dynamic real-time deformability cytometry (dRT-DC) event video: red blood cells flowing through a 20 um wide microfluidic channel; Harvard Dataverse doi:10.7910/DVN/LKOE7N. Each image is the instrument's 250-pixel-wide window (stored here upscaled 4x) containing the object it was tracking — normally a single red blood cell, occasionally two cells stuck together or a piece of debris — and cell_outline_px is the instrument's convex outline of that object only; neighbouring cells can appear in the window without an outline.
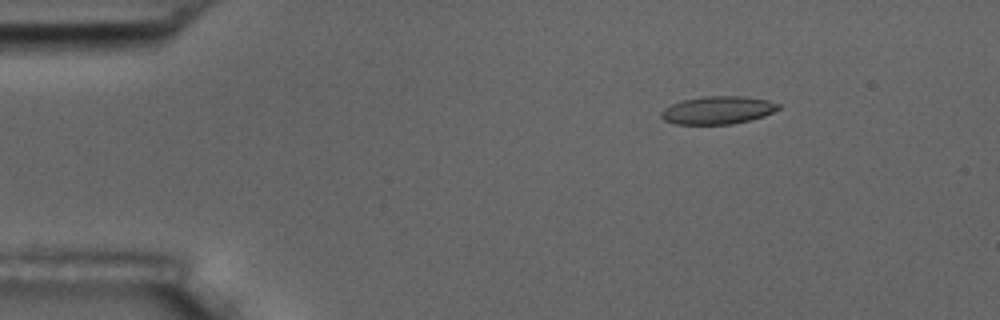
{"species": "common noctule bat (a hibernating species)", "species_latin": "Nyctalus noctula", "temperature_condition": "room temperature", "stored_images_in_passage": 7, "camera_frame_rate_fps": 3000, "um_per_image_px": 0.085, "animal": {"sex": "male", "body_mass_g": 17.5, "forearm_length_mm": 52.3}, "frame": {"image": 1, "passage_image": 3, "time_ms": 0.667, "image_size_px": [1000, 320], "cell_outline_px": [[780, 108], [764, 116], [752, 120], [732, 124], [676, 124], [664, 120], [660, 116], [660, 112], [664, 108], [672, 104], [684, 100], [704, 96], [744, 96], [768, 100], [780, 104]], "centroid_in_image_um": [61.02, 9.36], "position_along_channel_um": 24.0, "area_um2": 19.07}}
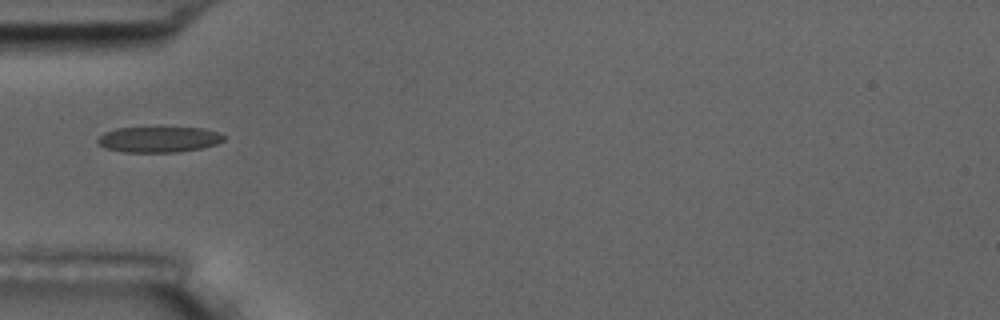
{"frame": {"image": 2, "passage_image": 6, "time_ms": 1.667, "image_size_px": [1000, 320], "cell_outline_px": [[228, 136], [224, 140], [216, 144], [200, 148], [176, 152], [124, 152], [104, 148], [96, 140], [104, 132], [116, 128], [156, 124], [160, 124], [204, 128]], "centroid_in_image_um": [13.5, 11.78], "position_along_channel_um": 71.5, "area_um2": 20.11}}